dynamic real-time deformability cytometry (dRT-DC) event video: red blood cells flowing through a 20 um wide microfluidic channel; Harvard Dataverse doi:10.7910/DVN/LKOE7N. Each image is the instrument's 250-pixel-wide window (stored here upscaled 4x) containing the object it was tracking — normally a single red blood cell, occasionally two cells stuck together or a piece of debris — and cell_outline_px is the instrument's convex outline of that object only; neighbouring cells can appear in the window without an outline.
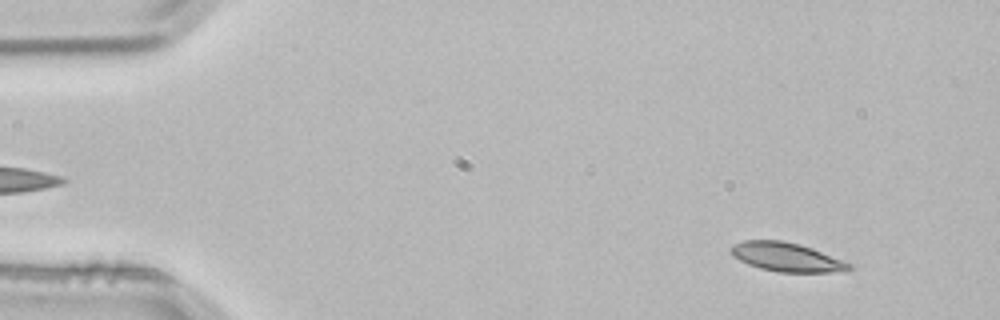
{"species": "common noctule bat (a hibernating species)", "species_latin": "Nyctalus noctula", "temperature_condition": "room temperature", "stored_images_in_passage": 4, "camera_frame_rate_fps": 3000, "um_per_image_px": 0.085, "animal": {"sex": "male", "body_mass_g": 21.5, "forearm_length_mm": 52.0}, "frame": {"image": 1, "passage_image": 1, "time_ms": 0.0, "image_size_px": [1000, 320], "cell_outline_px": [[852, 268], [844, 272], [776, 272], [760, 268], [748, 264], [732, 256], [728, 248], [732, 244], [744, 240], [780, 240], [800, 244], [812, 248], [852, 264]], "centroid_in_image_um": [66.83, 21.85], "position_along_channel_um": 18.2, "area_um2": 20.06}}
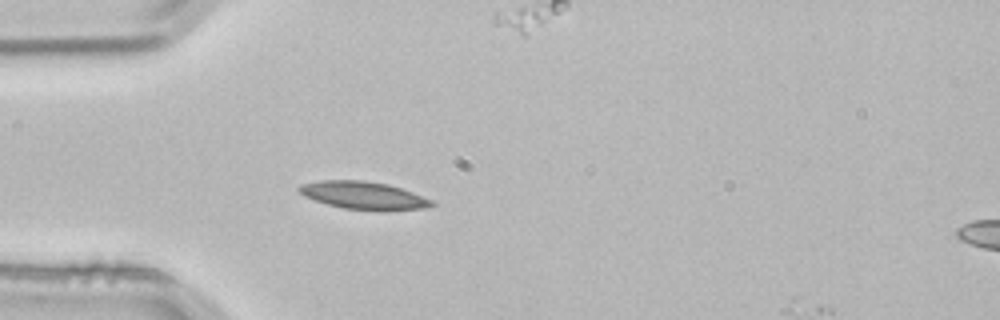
{"frame": {"image": 2, "passage_image": 3, "time_ms": 0.667, "image_size_px": [1000, 320], "cell_outline_px": [[436, 204], [424, 208], [384, 212], [380, 212], [344, 208], [328, 204], [304, 196], [296, 188], [300, 184], [320, 180], [364, 180], [388, 184], [412, 192], [432, 200]], "centroid_in_image_um": [30.91, 16.62], "position_along_channel_um": 54.1, "area_um2": 21.68}}